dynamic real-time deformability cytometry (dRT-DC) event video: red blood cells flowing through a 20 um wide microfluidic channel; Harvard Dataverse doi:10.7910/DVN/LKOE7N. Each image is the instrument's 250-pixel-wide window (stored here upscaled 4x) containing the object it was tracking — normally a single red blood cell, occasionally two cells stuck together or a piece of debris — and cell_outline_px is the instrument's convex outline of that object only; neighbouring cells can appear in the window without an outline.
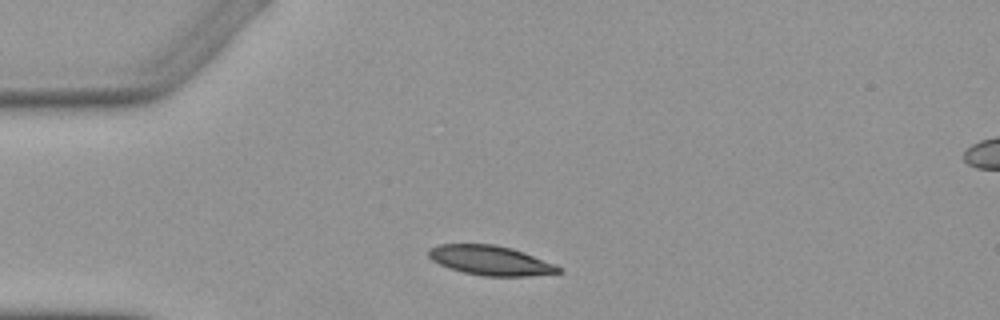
{"species": "Egyptian fruit bat (a non-hibernating species)", "species_latin": "Rousettus aegyptiacus", "temperature_condition": "warm", "stored_images_in_passage": 6, "camera_frame_rate_fps": 3000, "um_per_image_px": 0.085, "animal": {"sex": "female"}, "frame": {"image": 1, "passage_image": 1, "time_ms": 0.0, "image_size_px": [1000, 320], "cell_outline_px": [[564, 272], [528, 276], [484, 276], [464, 272], [448, 268], [432, 260], [428, 256], [428, 248], [440, 244], [496, 244], [512, 248], [524, 252], [556, 264], [564, 268]], "centroid_in_image_um": [41.73, 22.13], "position_along_channel_um": 43.3, "area_um2": 22.6}}
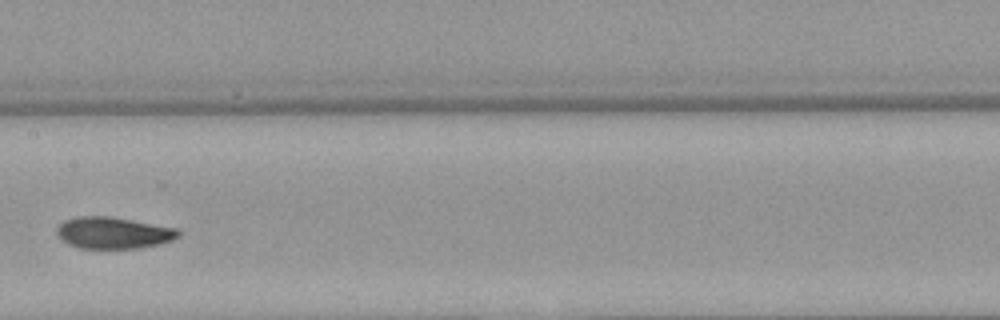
{"frame": {"image": 2, "passage_image": 5, "time_ms": 4.667, "image_size_px": [1000, 320], "cell_outline_px": [[180, 236], [172, 240], [160, 244], [140, 248], [80, 248], [68, 244], [56, 232], [56, 228], [64, 220], [80, 216], [108, 216], [176, 228], [180, 232]], "centroid_in_image_um": [9.64, 19.79], "position_along_channel_um": 197.8, "area_um2": 22.2}}
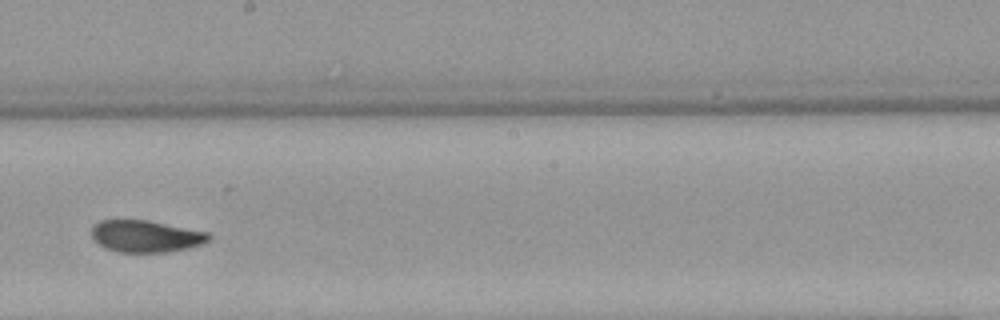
{"frame": {"image": 3, "passage_image": 6, "time_ms": 5.667, "image_size_px": [1000, 320], "cell_outline_px": [[212, 236], [204, 244], [188, 248], [168, 252], [116, 252], [104, 248], [92, 236], [92, 224], [100, 220], [148, 220], [208, 232]], "centroid_in_image_um": [12.4, 20.08], "position_along_channel_um": 235.8, "area_um2": 21.91}}